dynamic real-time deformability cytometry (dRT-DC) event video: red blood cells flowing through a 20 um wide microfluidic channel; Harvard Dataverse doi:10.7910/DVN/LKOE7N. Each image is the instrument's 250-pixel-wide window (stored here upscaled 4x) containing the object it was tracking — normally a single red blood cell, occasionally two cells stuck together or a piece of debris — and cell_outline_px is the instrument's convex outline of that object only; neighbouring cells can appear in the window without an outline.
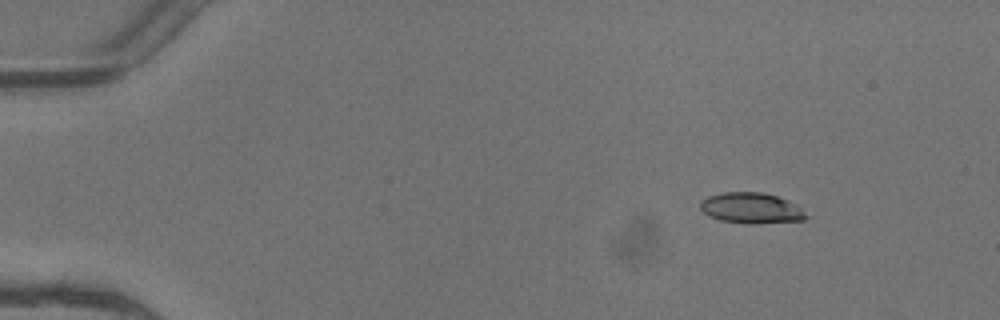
{"species": "common noctule bat (a hibernating species)", "species_latin": "Nyctalus noctula", "temperature_condition": "warm", "stored_images_in_passage": 5, "camera_frame_rate_fps": 3000, "um_per_image_px": 0.085, "animal": {"sex": "female"}, "frame": {"image": 1, "passage_image": 2, "time_ms": 0.333, "image_size_px": [1000, 320], "cell_outline_px": [[808, 216], [804, 220], [756, 224], [752, 224], [720, 220], [708, 216], [700, 208], [700, 200], [708, 196], [720, 192], [764, 192], [788, 200], [800, 208]], "centroid_in_image_um": [63.82, 17.68], "position_along_channel_um": 21.2, "area_um2": 19.02}}
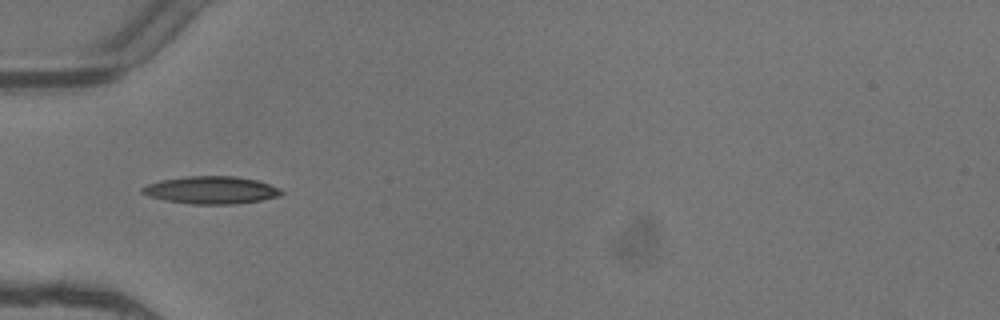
{"frame": {"image": 2, "passage_image": 5, "time_ms": 1.333, "image_size_px": [1000, 320], "cell_outline_px": [[284, 192], [280, 196], [260, 200], [232, 204], [188, 204], [164, 200], [148, 196], [140, 192], [140, 188], [148, 184], [160, 180], [188, 176], [236, 176], [256, 180], [280, 188]], "centroid_in_image_um": [17.92, 16.16], "position_along_channel_um": 67.1, "area_um2": 22.37}}